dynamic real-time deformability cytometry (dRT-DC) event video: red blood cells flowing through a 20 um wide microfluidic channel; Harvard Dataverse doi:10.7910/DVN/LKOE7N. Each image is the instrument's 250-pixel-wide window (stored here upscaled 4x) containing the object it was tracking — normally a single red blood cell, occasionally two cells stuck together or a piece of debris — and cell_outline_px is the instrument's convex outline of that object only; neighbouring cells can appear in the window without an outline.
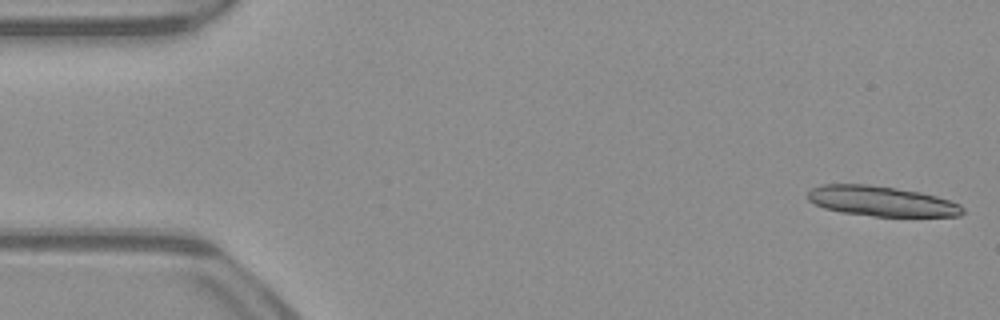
{"species": "common noctule bat (a hibernating species)", "species_latin": "Nyctalus noctula", "temperature_condition": "warm", "stored_images_in_passage": 12, "camera_frame_rate_fps": 3000, "um_per_image_px": 0.085, "animal": {"sex": "male", "body_mass_g": 23.1, "forearm_length_mm": 52.7}, "frame": {"image": 1, "passage_image": 1, "time_ms": 0.0, "image_size_px": [1000, 320], "cell_outline_px": [[964, 212], [960, 216], [872, 216], [840, 212], [824, 208], [808, 200], [808, 192], [812, 188], [820, 184], [868, 184], [920, 192], [936, 196], [960, 204], [964, 208]], "centroid_in_image_um": [74.91, 17.1], "position_along_channel_um": 10.1, "area_um2": 27.11}}